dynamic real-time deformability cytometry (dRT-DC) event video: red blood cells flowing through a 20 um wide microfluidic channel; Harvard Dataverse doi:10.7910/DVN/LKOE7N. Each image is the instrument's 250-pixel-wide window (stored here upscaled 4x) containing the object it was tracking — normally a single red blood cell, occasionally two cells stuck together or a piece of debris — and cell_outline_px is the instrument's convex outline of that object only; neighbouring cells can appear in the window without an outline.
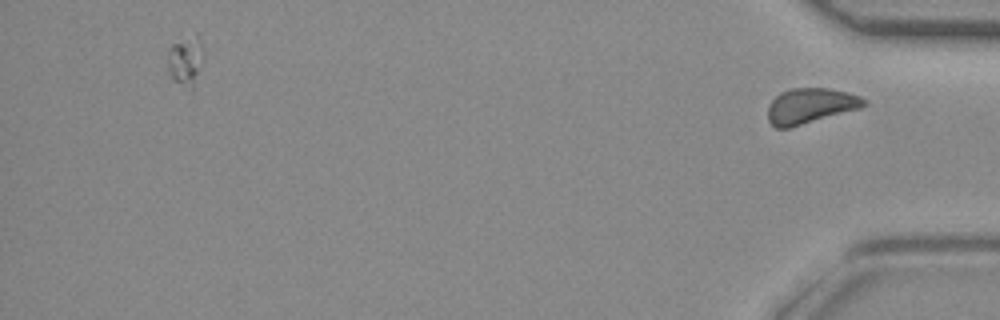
{"species": "common noctule bat (a hibernating species)", "species_latin": "Nyctalus noctula", "temperature_condition": "room temperature", "stored_images_in_passage": 32, "segment_of_instrument_passage": [2, 2], "camera_frame_rate_fps": 3000, "um_per_image_px": 0.085, "animal": {"sex": "female", "body_mass_g": 29.2, "forearm_length_mm": 56.3}, "frame": {"image": 1, "passage_image": 32, "time_ms": 10.333, "image_size_px": [1000, 320], "cell_outline_px": [[868, 104], [860, 108], [788, 128], [776, 128], [768, 120], [768, 104], [780, 92], [792, 88], [828, 88], [848, 92], [860, 96], [868, 100]], "centroid_in_image_um": [68.89, 8.98], "position_along_channel_um": 366.3, "area_um2": 19.77}}